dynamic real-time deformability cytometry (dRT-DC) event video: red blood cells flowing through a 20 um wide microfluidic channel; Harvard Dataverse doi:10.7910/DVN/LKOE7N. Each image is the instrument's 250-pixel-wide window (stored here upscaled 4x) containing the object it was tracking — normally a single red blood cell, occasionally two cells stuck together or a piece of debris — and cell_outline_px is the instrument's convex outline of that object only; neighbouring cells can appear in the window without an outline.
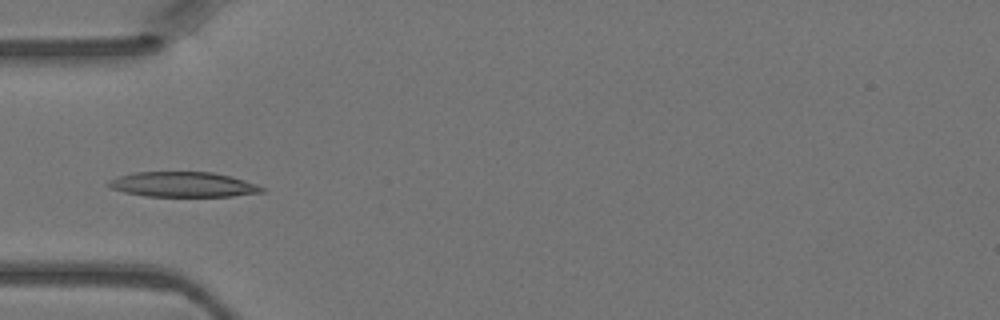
{"species": "Egyptian fruit bat (a non-hibernating species)", "species_latin": "Rousettus aegyptiacus", "temperature_condition": "warm", "stored_images_in_passage": 7, "camera_frame_rate_fps": 3000, "um_per_image_px": 0.085, "animal": {"sex": "female"}, "frame": {"image": 1, "passage_image": 5, "time_ms": 1.333, "image_size_px": [1000, 320], "cell_outline_px": [[264, 192], [232, 196], [144, 196], [124, 192], [112, 188], [108, 184], [108, 180], [120, 176], [136, 172], [212, 172], [244, 180], [256, 184], [264, 188]], "centroid_in_image_um": [15.56, 15.68], "position_along_channel_um": 69.4, "area_um2": 22.14}}
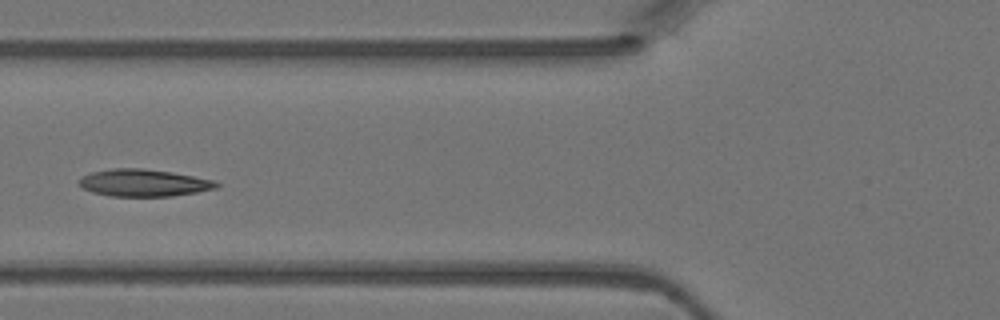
{"frame": {"image": 2, "passage_image": 6, "time_ms": 1.667, "image_size_px": [1000, 320], "cell_outline_px": [[220, 184], [216, 188], [196, 192], [172, 196], [108, 196], [92, 192], [84, 188], [80, 184], [80, 180], [84, 176], [92, 172], [112, 168], [144, 168], [172, 172], [216, 180]], "centroid_in_image_um": [12.25, 15.54], "position_along_channel_um": 113.5, "area_um2": 21.68}}
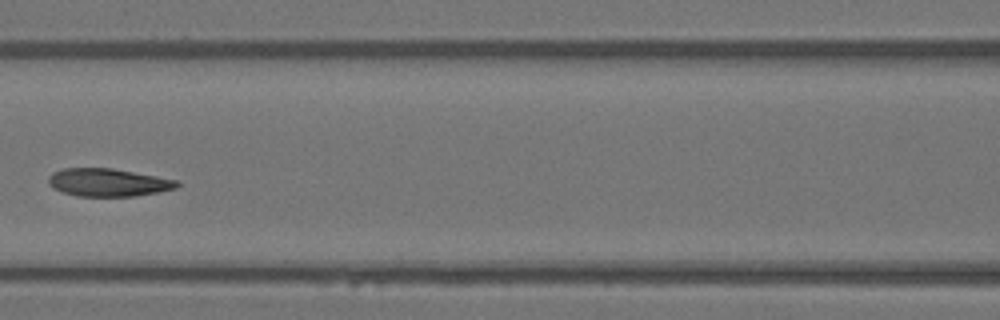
{"frame": {"image": 3, "passage_image": 7, "time_ms": 2.0, "image_size_px": [1000, 320], "cell_outline_px": [[180, 184], [176, 188], [160, 192], [136, 196], [76, 196], [64, 192], [48, 184], [48, 176], [52, 172], [64, 168], [112, 168], [180, 180]], "centroid_in_image_um": [9.23, 15.5], "position_along_channel_um": 157.4, "area_um2": 20.98}}